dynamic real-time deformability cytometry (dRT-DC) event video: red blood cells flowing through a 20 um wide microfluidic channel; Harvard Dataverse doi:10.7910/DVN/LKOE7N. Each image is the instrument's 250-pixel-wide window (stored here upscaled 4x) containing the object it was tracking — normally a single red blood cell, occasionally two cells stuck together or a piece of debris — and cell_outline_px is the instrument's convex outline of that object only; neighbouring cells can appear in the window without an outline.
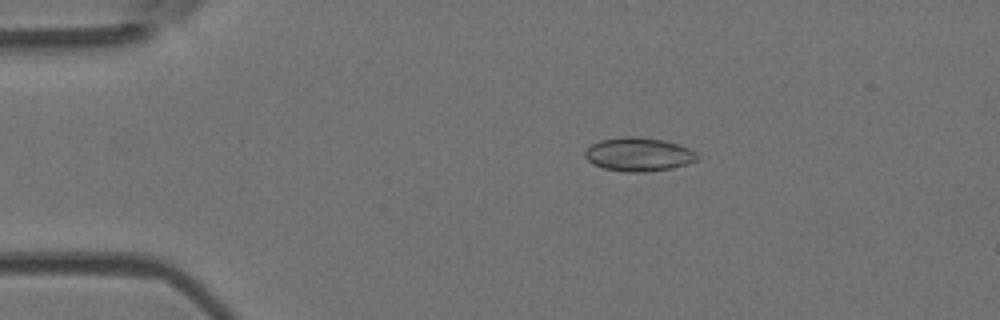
{"species": "Egyptian fruit bat (a non-hibernating species)", "species_latin": "Rousettus aegyptiacus", "temperature_condition": "room temperature", "stored_images_in_passage": 52, "camera_frame_rate_fps": 3000, "um_per_image_px": 0.085, "animal": {"sex": "female"}, "frame": {"image": 1, "passage_image": 10, "time_ms": 3.0, "image_size_px": [1000, 320], "cell_outline_px": [[700, 160], [672, 168], [648, 172], [628, 172], [604, 168], [592, 164], [584, 156], [584, 152], [592, 144], [600, 140], [620, 136], [632, 136], [664, 140], [688, 148], [696, 152], [700, 156]], "centroid_in_image_um": [54.29, 13.12], "position_along_channel_um": 30.7, "area_um2": 22.14}}
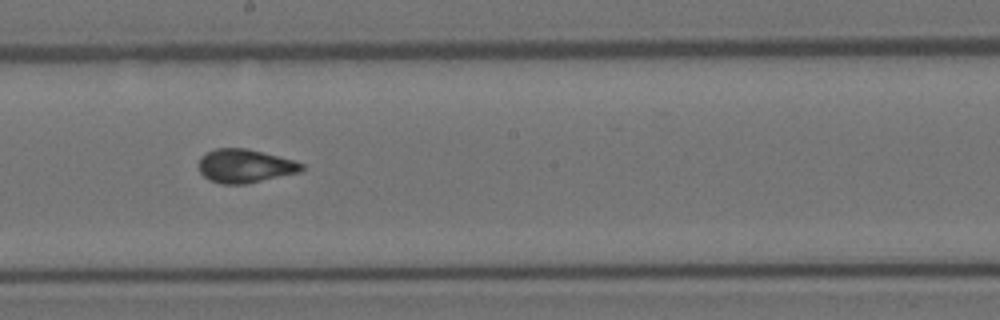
{"frame": {"image": 2, "passage_image": 29, "time_ms": 9.333, "image_size_px": [1000, 320], "cell_outline_px": [[304, 168], [300, 172], [244, 184], [220, 184], [208, 180], [200, 172], [200, 156], [216, 148], [248, 148], [292, 160], [304, 164]], "centroid_in_image_um": [20.8, 14.11], "position_along_channel_um": 227.4, "area_um2": 20.0}}
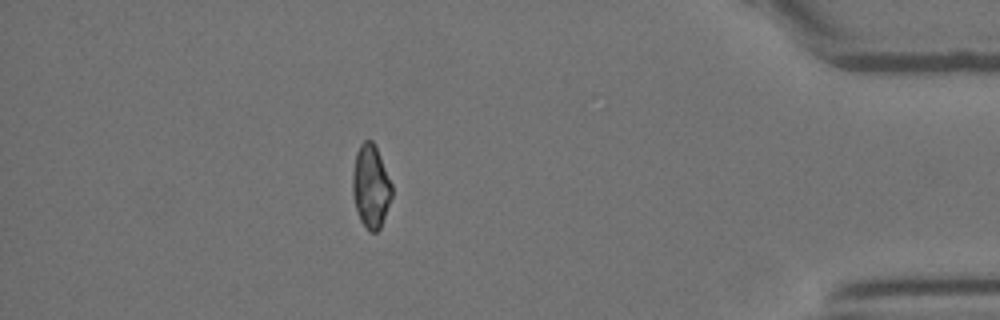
{"frame": {"image": 3, "passage_image": 46, "time_ms": 15.0, "image_size_px": [1000, 320], "cell_outline_px": [[392, 196], [380, 228], [376, 232], [368, 232], [360, 220], [356, 208], [352, 192], [352, 172], [356, 152], [360, 144], [364, 140], [372, 140], [376, 148], [392, 184]], "centroid_in_image_um": [31.5, 15.85], "position_along_channel_um": 403.7, "area_um2": 18.96}, "authors_computed_cell_mechanics": {"area_um2": 20.1433, "velocity_mm_per_s": 3.8956, "shape_relaxation_time_tau1_ms": null, "shape_relaxation_time_tau2_ms": 1.899, "deformation_change_tau1": null, "deformation_change_tau2": 0.0424}}